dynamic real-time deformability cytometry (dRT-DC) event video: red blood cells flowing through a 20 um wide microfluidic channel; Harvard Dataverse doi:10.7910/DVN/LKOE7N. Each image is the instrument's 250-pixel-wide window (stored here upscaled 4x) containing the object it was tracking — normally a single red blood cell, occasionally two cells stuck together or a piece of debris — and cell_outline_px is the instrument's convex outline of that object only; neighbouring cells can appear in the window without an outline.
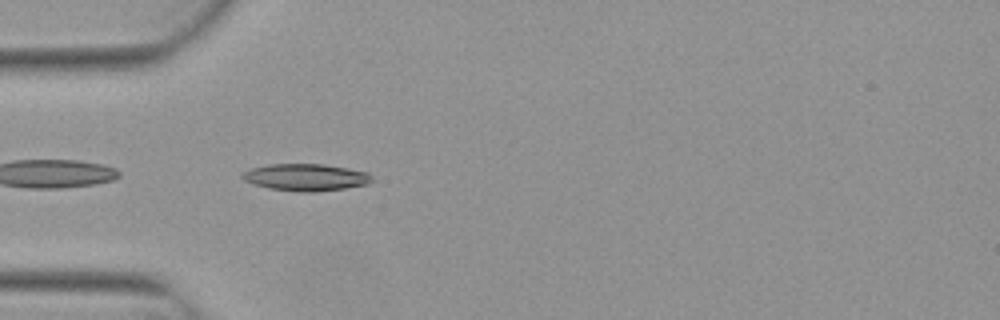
{"species": "Egyptian fruit bat (a non-hibernating species)", "species_latin": "Rousettus aegyptiacus", "temperature_condition": "warm", "stored_images_in_passage": 5, "camera_frame_rate_fps": 3000, "um_per_image_px": 0.085, "animal": {"sex": "female"}, "frame": {"image": 1, "passage_image": 5, "time_ms": 1.333, "image_size_px": [1000, 320], "cell_outline_px": [[376, 180], [368, 184], [344, 188], [316, 192], [300, 192], [268, 188], [252, 184], [244, 180], [240, 176], [240, 172], [252, 168], [268, 164], [324, 164], [368, 172]], "centroid_in_image_um": [25.98, 15.07], "position_along_channel_um": 59.0, "area_um2": 20.63}}